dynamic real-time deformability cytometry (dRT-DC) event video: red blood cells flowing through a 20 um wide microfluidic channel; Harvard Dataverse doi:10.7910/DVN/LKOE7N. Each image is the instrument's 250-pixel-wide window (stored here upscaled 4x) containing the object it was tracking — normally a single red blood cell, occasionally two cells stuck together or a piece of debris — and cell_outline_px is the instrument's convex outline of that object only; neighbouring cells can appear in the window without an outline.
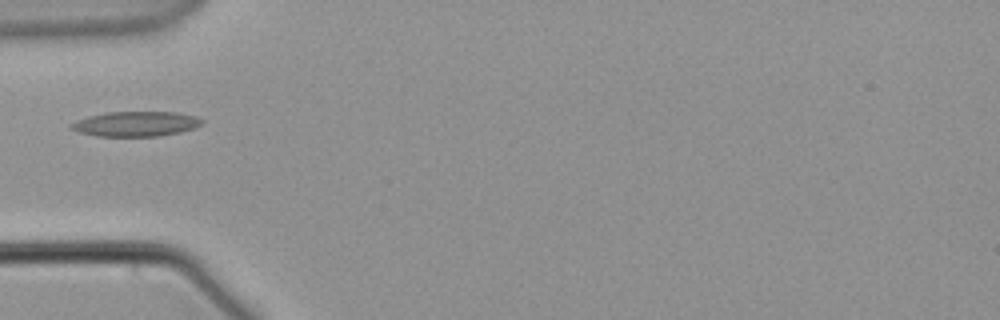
{"species": "common noctule bat (a hibernating species)", "species_latin": "Nyctalus noctula", "temperature_condition": "warm", "stored_images_in_passage": 9, "camera_frame_rate_fps": 3000, "um_per_image_px": 0.085, "animal": {"sex": "male", "body_mass_g": 21.5, "forearm_length_mm": 52.0}, "frame": {"image": 1, "passage_image": 1, "time_ms": 0.0, "image_size_px": [1000, 320], "cell_outline_px": [[204, 120], [196, 128], [180, 132], [156, 136], [96, 136], [80, 132], [68, 128], [68, 124], [76, 120], [88, 116], [108, 112], [176, 112], [196, 116]], "centroid_in_image_um": [11.52, 10.53], "position_along_channel_um": 73.5, "area_um2": 19.07}}
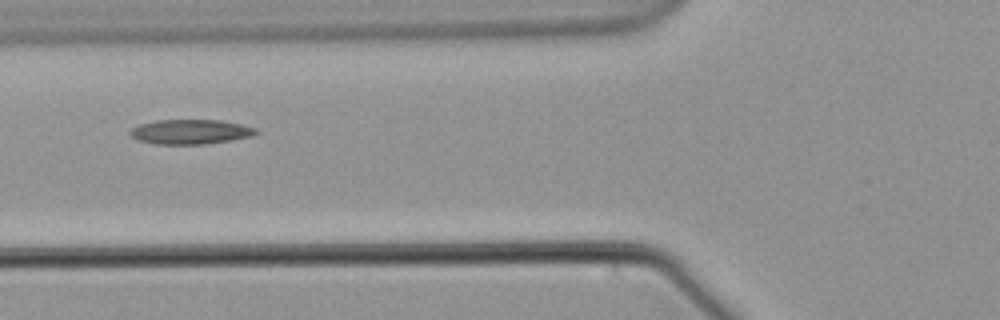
{"frame": {"image": 2, "passage_image": 4, "time_ms": 1.0, "image_size_px": [1000, 320], "cell_outline_px": [[260, 132], [252, 136], [204, 144], [156, 144], [136, 140], [128, 132], [132, 128], [140, 124], [156, 120], [220, 120], [240, 124], [256, 128]], "centroid_in_image_um": [16.17, 11.2], "position_along_channel_um": 109.6, "area_um2": 18.03}}
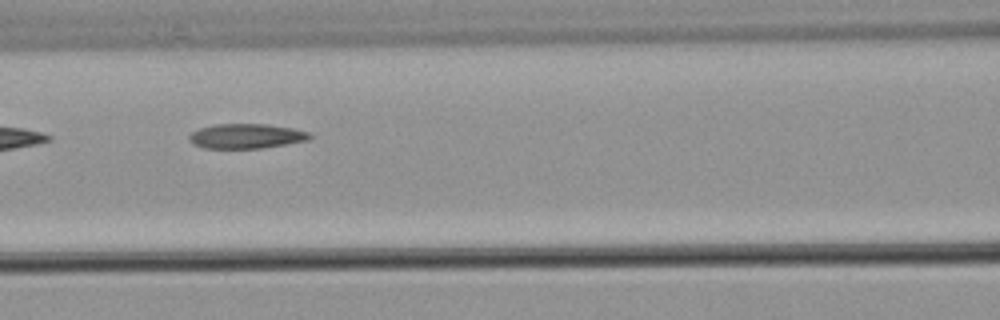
{"frame": {"image": 3, "passage_image": 7, "time_ms": 2.0, "image_size_px": [1000, 320], "cell_outline_px": [[312, 136], [308, 140], [260, 148], [204, 148], [192, 144], [188, 140], [188, 136], [192, 132], [200, 128], [212, 124], [268, 124], [292, 128], [312, 132]], "centroid_in_image_um": [20.91, 11.56], "position_along_channel_um": 145.7, "area_um2": 17.46}}